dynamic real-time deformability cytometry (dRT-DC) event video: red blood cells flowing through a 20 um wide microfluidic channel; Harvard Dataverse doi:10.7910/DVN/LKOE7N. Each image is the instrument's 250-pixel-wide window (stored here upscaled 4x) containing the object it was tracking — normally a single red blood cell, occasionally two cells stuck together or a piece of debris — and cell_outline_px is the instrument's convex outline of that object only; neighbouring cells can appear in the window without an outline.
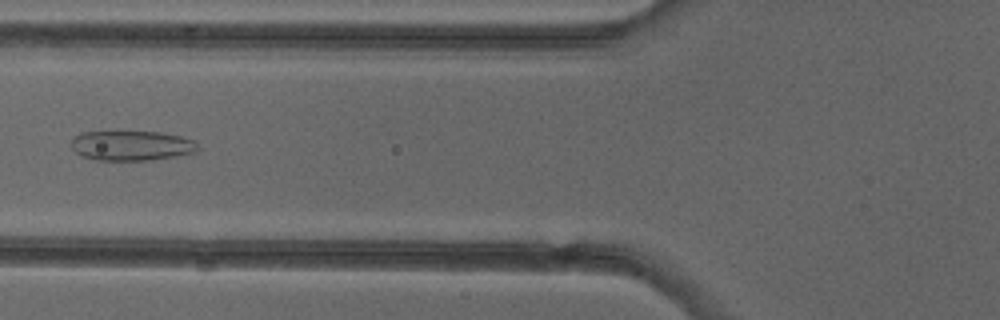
{"species": "common noctule bat (a hibernating species)", "species_latin": "Nyctalus noctula", "temperature_condition": "cold", "stored_images_in_passage": 6, "camera_frame_rate_fps": 3000, "um_per_image_px": 0.085, "animal": {"sex": "female"}, "frame": {"image": 1, "passage_image": 6, "time_ms": 6.0, "image_size_px": [1000, 320], "cell_outline_px": [[196, 152], [176, 156], [152, 160], [96, 160], [84, 156], [76, 152], [72, 148], [72, 140], [80, 132], [116, 128], [160, 132], [180, 136], [196, 140]], "centroid_in_image_um": [11.14, 12.31], "position_along_channel_um": 114.7, "area_um2": 23.0}}